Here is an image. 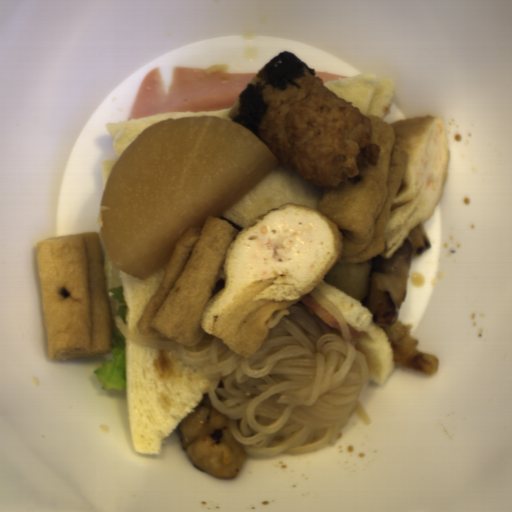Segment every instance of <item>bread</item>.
Here are the masks:
<instances>
[{
    "label": "bread",
    "instance_id": "obj_1",
    "mask_svg": "<svg viewBox=\"0 0 512 512\" xmlns=\"http://www.w3.org/2000/svg\"><path fill=\"white\" fill-rule=\"evenodd\" d=\"M125 361L132 446L146 456L161 454L163 441L194 412L212 381L176 349L136 345L126 336Z\"/></svg>",
    "mask_w": 512,
    "mask_h": 512
},
{
    "label": "bread",
    "instance_id": "obj_2",
    "mask_svg": "<svg viewBox=\"0 0 512 512\" xmlns=\"http://www.w3.org/2000/svg\"><path fill=\"white\" fill-rule=\"evenodd\" d=\"M322 190L323 188L305 181L295 170L279 164L245 196L217 217L241 231L262 214L285 203L303 204L317 210Z\"/></svg>",
    "mask_w": 512,
    "mask_h": 512
},
{
    "label": "bread",
    "instance_id": "obj_3",
    "mask_svg": "<svg viewBox=\"0 0 512 512\" xmlns=\"http://www.w3.org/2000/svg\"><path fill=\"white\" fill-rule=\"evenodd\" d=\"M315 288L337 307L349 326L361 332L355 347L367 361L368 378L380 385L384 384L396 371L397 361L389 338L370 310L323 280Z\"/></svg>",
    "mask_w": 512,
    "mask_h": 512
},
{
    "label": "bread",
    "instance_id": "obj_4",
    "mask_svg": "<svg viewBox=\"0 0 512 512\" xmlns=\"http://www.w3.org/2000/svg\"><path fill=\"white\" fill-rule=\"evenodd\" d=\"M99 241L104 251L103 272L107 289L113 286H122L125 325L132 333L144 337L145 335L140 334L137 328L138 320L146 309L152 295L159 290L169 263L153 274L141 279L123 270L114 268L100 239Z\"/></svg>",
    "mask_w": 512,
    "mask_h": 512
},
{
    "label": "bread",
    "instance_id": "obj_5",
    "mask_svg": "<svg viewBox=\"0 0 512 512\" xmlns=\"http://www.w3.org/2000/svg\"><path fill=\"white\" fill-rule=\"evenodd\" d=\"M323 84L340 98L352 102L365 116L377 115L381 120L395 95V82L375 74L362 73Z\"/></svg>",
    "mask_w": 512,
    "mask_h": 512
},
{
    "label": "bread",
    "instance_id": "obj_6",
    "mask_svg": "<svg viewBox=\"0 0 512 512\" xmlns=\"http://www.w3.org/2000/svg\"><path fill=\"white\" fill-rule=\"evenodd\" d=\"M231 108L211 112H173L135 120L109 122L106 123V128L112 139L111 147L115 151L116 155L120 156L140 133L154 124L168 119L202 115H216L222 118L230 119L228 114Z\"/></svg>",
    "mask_w": 512,
    "mask_h": 512
},
{
    "label": "bread",
    "instance_id": "obj_7",
    "mask_svg": "<svg viewBox=\"0 0 512 512\" xmlns=\"http://www.w3.org/2000/svg\"><path fill=\"white\" fill-rule=\"evenodd\" d=\"M118 159H104L101 162V171H102V183H103V190L105 188L106 182L108 180L109 174L116 164Z\"/></svg>",
    "mask_w": 512,
    "mask_h": 512
}]
</instances>
